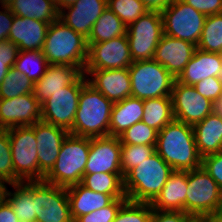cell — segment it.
I'll return each mask as SVG.
<instances>
[{
	"instance_id": "6da1fadb",
	"label": "cell",
	"mask_w": 222,
	"mask_h": 222,
	"mask_svg": "<svg viewBox=\"0 0 222 222\" xmlns=\"http://www.w3.org/2000/svg\"><path fill=\"white\" fill-rule=\"evenodd\" d=\"M155 151L173 170L188 171L201 167L202 157L196 147L193 128L184 122L174 119L161 129Z\"/></svg>"
},
{
	"instance_id": "7a4b0ae2",
	"label": "cell",
	"mask_w": 222,
	"mask_h": 222,
	"mask_svg": "<svg viewBox=\"0 0 222 222\" xmlns=\"http://www.w3.org/2000/svg\"><path fill=\"white\" fill-rule=\"evenodd\" d=\"M113 104L87 81L81 88L76 117L69 133L87 138L109 136Z\"/></svg>"
},
{
	"instance_id": "3957f363",
	"label": "cell",
	"mask_w": 222,
	"mask_h": 222,
	"mask_svg": "<svg viewBox=\"0 0 222 222\" xmlns=\"http://www.w3.org/2000/svg\"><path fill=\"white\" fill-rule=\"evenodd\" d=\"M88 48L87 38L58 19L49 24L42 51L48 64L78 66L84 71Z\"/></svg>"
},
{
	"instance_id": "277c9868",
	"label": "cell",
	"mask_w": 222,
	"mask_h": 222,
	"mask_svg": "<svg viewBox=\"0 0 222 222\" xmlns=\"http://www.w3.org/2000/svg\"><path fill=\"white\" fill-rule=\"evenodd\" d=\"M174 170L155 151L124 176L129 201L152 203Z\"/></svg>"
},
{
	"instance_id": "5b68a950",
	"label": "cell",
	"mask_w": 222,
	"mask_h": 222,
	"mask_svg": "<svg viewBox=\"0 0 222 222\" xmlns=\"http://www.w3.org/2000/svg\"><path fill=\"white\" fill-rule=\"evenodd\" d=\"M89 150L90 138L69 133L61 145L54 166L43 180L66 188L81 183Z\"/></svg>"
},
{
	"instance_id": "8992f818",
	"label": "cell",
	"mask_w": 222,
	"mask_h": 222,
	"mask_svg": "<svg viewBox=\"0 0 222 222\" xmlns=\"http://www.w3.org/2000/svg\"><path fill=\"white\" fill-rule=\"evenodd\" d=\"M128 70L132 97L141 100L171 97L176 78L154 59L134 61Z\"/></svg>"
},
{
	"instance_id": "52a82bcc",
	"label": "cell",
	"mask_w": 222,
	"mask_h": 222,
	"mask_svg": "<svg viewBox=\"0 0 222 222\" xmlns=\"http://www.w3.org/2000/svg\"><path fill=\"white\" fill-rule=\"evenodd\" d=\"M14 168V183L43 180L39 171L37 141L34 125L8 129Z\"/></svg>"
},
{
	"instance_id": "ba28073f",
	"label": "cell",
	"mask_w": 222,
	"mask_h": 222,
	"mask_svg": "<svg viewBox=\"0 0 222 222\" xmlns=\"http://www.w3.org/2000/svg\"><path fill=\"white\" fill-rule=\"evenodd\" d=\"M222 190L210 176L199 167L187 171L186 213L189 215H220Z\"/></svg>"
},
{
	"instance_id": "9c48e42d",
	"label": "cell",
	"mask_w": 222,
	"mask_h": 222,
	"mask_svg": "<svg viewBox=\"0 0 222 222\" xmlns=\"http://www.w3.org/2000/svg\"><path fill=\"white\" fill-rule=\"evenodd\" d=\"M164 34L198 45L206 15L182 0H175L161 11Z\"/></svg>"
},
{
	"instance_id": "30bf717a",
	"label": "cell",
	"mask_w": 222,
	"mask_h": 222,
	"mask_svg": "<svg viewBox=\"0 0 222 222\" xmlns=\"http://www.w3.org/2000/svg\"><path fill=\"white\" fill-rule=\"evenodd\" d=\"M164 34L162 16L159 11H147L127 26L126 35L132 60H151Z\"/></svg>"
},
{
	"instance_id": "8fae6325",
	"label": "cell",
	"mask_w": 222,
	"mask_h": 222,
	"mask_svg": "<svg viewBox=\"0 0 222 222\" xmlns=\"http://www.w3.org/2000/svg\"><path fill=\"white\" fill-rule=\"evenodd\" d=\"M83 74L75 83L63 87L41 103V120L67 131L73 127L81 88L88 81Z\"/></svg>"
},
{
	"instance_id": "7c38bea8",
	"label": "cell",
	"mask_w": 222,
	"mask_h": 222,
	"mask_svg": "<svg viewBox=\"0 0 222 222\" xmlns=\"http://www.w3.org/2000/svg\"><path fill=\"white\" fill-rule=\"evenodd\" d=\"M33 200L36 219L42 222H74L66 187L34 180Z\"/></svg>"
},
{
	"instance_id": "4fadbf2b",
	"label": "cell",
	"mask_w": 222,
	"mask_h": 222,
	"mask_svg": "<svg viewBox=\"0 0 222 222\" xmlns=\"http://www.w3.org/2000/svg\"><path fill=\"white\" fill-rule=\"evenodd\" d=\"M174 119L194 126L215 110V104L199 94L194 86L175 81L172 89Z\"/></svg>"
},
{
	"instance_id": "5bb4252c",
	"label": "cell",
	"mask_w": 222,
	"mask_h": 222,
	"mask_svg": "<svg viewBox=\"0 0 222 222\" xmlns=\"http://www.w3.org/2000/svg\"><path fill=\"white\" fill-rule=\"evenodd\" d=\"M88 46L84 69H122L133 63L127 35L100 43H88Z\"/></svg>"
},
{
	"instance_id": "9a60e30c",
	"label": "cell",
	"mask_w": 222,
	"mask_h": 222,
	"mask_svg": "<svg viewBox=\"0 0 222 222\" xmlns=\"http://www.w3.org/2000/svg\"><path fill=\"white\" fill-rule=\"evenodd\" d=\"M93 173L122 174L119 137L90 138V150L84 174Z\"/></svg>"
},
{
	"instance_id": "2e32d148",
	"label": "cell",
	"mask_w": 222,
	"mask_h": 222,
	"mask_svg": "<svg viewBox=\"0 0 222 222\" xmlns=\"http://www.w3.org/2000/svg\"><path fill=\"white\" fill-rule=\"evenodd\" d=\"M41 120V103L33 93L0 99V128L32 126Z\"/></svg>"
},
{
	"instance_id": "e0dca14e",
	"label": "cell",
	"mask_w": 222,
	"mask_h": 222,
	"mask_svg": "<svg viewBox=\"0 0 222 222\" xmlns=\"http://www.w3.org/2000/svg\"><path fill=\"white\" fill-rule=\"evenodd\" d=\"M88 82L113 103L131 97V81L128 68L84 69ZM94 77V78H92Z\"/></svg>"
},
{
	"instance_id": "ac0fdd59",
	"label": "cell",
	"mask_w": 222,
	"mask_h": 222,
	"mask_svg": "<svg viewBox=\"0 0 222 222\" xmlns=\"http://www.w3.org/2000/svg\"><path fill=\"white\" fill-rule=\"evenodd\" d=\"M34 134L37 141L39 171L45 176L54 166L69 131L40 120L34 124Z\"/></svg>"
},
{
	"instance_id": "d6986e66",
	"label": "cell",
	"mask_w": 222,
	"mask_h": 222,
	"mask_svg": "<svg viewBox=\"0 0 222 222\" xmlns=\"http://www.w3.org/2000/svg\"><path fill=\"white\" fill-rule=\"evenodd\" d=\"M107 7V0H76L59 11V20L88 38L92 26Z\"/></svg>"
},
{
	"instance_id": "ffe728a7",
	"label": "cell",
	"mask_w": 222,
	"mask_h": 222,
	"mask_svg": "<svg viewBox=\"0 0 222 222\" xmlns=\"http://www.w3.org/2000/svg\"><path fill=\"white\" fill-rule=\"evenodd\" d=\"M196 48L197 46L191 42L163 34L153 59L177 78L192 58Z\"/></svg>"
},
{
	"instance_id": "44dd1931",
	"label": "cell",
	"mask_w": 222,
	"mask_h": 222,
	"mask_svg": "<svg viewBox=\"0 0 222 222\" xmlns=\"http://www.w3.org/2000/svg\"><path fill=\"white\" fill-rule=\"evenodd\" d=\"M83 74L78 66L49 64L45 74L34 83L33 95L43 103L55 92L75 83Z\"/></svg>"
},
{
	"instance_id": "7402d4cb",
	"label": "cell",
	"mask_w": 222,
	"mask_h": 222,
	"mask_svg": "<svg viewBox=\"0 0 222 222\" xmlns=\"http://www.w3.org/2000/svg\"><path fill=\"white\" fill-rule=\"evenodd\" d=\"M49 23L14 15L8 40L18 46L19 51H41L44 46Z\"/></svg>"
},
{
	"instance_id": "603a6c76",
	"label": "cell",
	"mask_w": 222,
	"mask_h": 222,
	"mask_svg": "<svg viewBox=\"0 0 222 222\" xmlns=\"http://www.w3.org/2000/svg\"><path fill=\"white\" fill-rule=\"evenodd\" d=\"M209 77L222 78V58L219 53L196 48L192 58L176 78V81L194 86L197 82Z\"/></svg>"
},
{
	"instance_id": "cb8c5ba5",
	"label": "cell",
	"mask_w": 222,
	"mask_h": 222,
	"mask_svg": "<svg viewBox=\"0 0 222 222\" xmlns=\"http://www.w3.org/2000/svg\"><path fill=\"white\" fill-rule=\"evenodd\" d=\"M187 171L174 170L168 177L160 194L151 203L159 211H182L186 213Z\"/></svg>"
},
{
	"instance_id": "d4e9b609",
	"label": "cell",
	"mask_w": 222,
	"mask_h": 222,
	"mask_svg": "<svg viewBox=\"0 0 222 222\" xmlns=\"http://www.w3.org/2000/svg\"><path fill=\"white\" fill-rule=\"evenodd\" d=\"M192 128L201 157L222 151V114L214 110Z\"/></svg>"
},
{
	"instance_id": "484cf974",
	"label": "cell",
	"mask_w": 222,
	"mask_h": 222,
	"mask_svg": "<svg viewBox=\"0 0 222 222\" xmlns=\"http://www.w3.org/2000/svg\"><path fill=\"white\" fill-rule=\"evenodd\" d=\"M67 195L73 220L110 205L112 195L92 191L81 183L67 187Z\"/></svg>"
},
{
	"instance_id": "4316f807",
	"label": "cell",
	"mask_w": 222,
	"mask_h": 222,
	"mask_svg": "<svg viewBox=\"0 0 222 222\" xmlns=\"http://www.w3.org/2000/svg\"><path fill=\"white\" fill-rule=\"evenodd\" d=\"M144 100L135 97H127L115 102L111 110L109 136L118 137L129 127L142 120Z\"/></svg>"
},
{
	"instance_id": "83f0119b",
	"label": "cell",
	"mask_w": 222,
	"mask_h": 222,
	"mask_svg": "<svg viewBox=\"0 0 222 222\" xmlns=\"http://www.w3.org/2000/svg\"><path fill=\"white\" fill-rule=\"evenodd\" d=\"M15 192L6 191L5 201L11 206L20 222H32L36 219L33 200V181L9 184Z\"/></svg>"
},
{
	"instance_id": "f1b7e54d",
	"label": "cell",
	"mask_w": 222,
	"mask_h": 222,
	"mask_svg": "<svg viewBox=\"0 0 222 222\" xmlns=\"http://www.w3.org/2000/svg\"><path fill=\"white\" fill-rule=\"evenodd\" d=\"M18 17L32 18L51 24L59 19L53 0H13L7 5Z\"/></svg>"
},
{
	"instance_id": "f546056e",
	"label": "cell",
	"mask_w": 222,
	"mask_h": 222,
	"mask_svg": "<svg viewBox=\"0 0 222 222\" xmlns=\"http://www.w3.org/2000/svg\"><path fill=\"white\" fill-rule=\"evenodd\" d=\"M142 122L158 132L174 120L171 97L144 100Z\"/></svg>"
},
{
	"instance_id": "4dcf8cb0",
	"label": "cell",
	"mask_w": 222,
	"mask_h": 222,
	"mask_svg": "<svg viewBox=\"0 0 222 222\" xmlns=\"http://www.w3.org/2000/svg\"><path fill=\"white\" fill-rule=\"evenodd\" d=\"M127 27L109 8H106L102 15L92 26L87 43H100L109 41L122 35H126Z\"/></svg>"
},
{
	"instance_id": "1f68e13d",
	"label": "cell",
	"mask_w": 222,
	"mask_h": 222,
	"mask_svg": "<svg viewBox=\"0 0 222 222\" xmlns=\"http://www.w3.org/2000/svg\"><path fill=\"white\" fill-rule=\"evenodd\" d=\"M81 184L92 191L112 195L115 199L127 198L124 190L123 174H84Z\"/></svg>"
},
{
	"instance_id": "d6a6232c",
	"label": "cell",
	"mask_w": 222,
	"mask_h": 222,
	"mask_svg": "<svg viewBox=\"0 0 222 222\" xmlns=\"http://www.w3.org/2000/svg\"><path fill=\"white\" fill-rule=\"evenodd\" d=\"M48 65L42 50L19 51L14 67L35 83L45 74Z\"/></svg>"
},
{
	"instance_id": "836d02e7",
	"label": "cell",
	"mask_w": 222,
	"mask_h": 222,
	"mask_svg": "<svg viewBox=\"0 0 222 222\" xmlns=\"http://www.w3.org/2000/svg\"><path fill=\"white\" fill-rule=\"evenodd\" d=\"M33 88L34 83L13 66L0 84V99H12L33 93Z\"/></svg>"
},
{
	"instance_id": "e575fe53",
	"label": "cell",
	"mask_w": 222,
	"mask_h": 222,
	"mask_svg": "<svg viewBox=\"0 0 222 222\" xmlns=\"http://www.w3.org/2000/svg\"><path fill=\"white\" fill-rule=\"evenodd\" d=\"M222 47V13L209 15L205 19L197 48L218 53Z\"/></svg>"
},
{
	"instance_id": "d590c367",
	"label": "cell",
	"mask_w": 222,
	"mask_h": 222,
	"mask_svg": "<svg viewBox=\"0 0 222 222\" xmlns=\"http://www.w3.org/2000/svg\"><path fill=\"white\" fill-rule=\"evenodd\" d=\"M107 6L126 27L148 11L141 0H107Z\"/></svg>"
},
{
	"instance_id": "8d00e7d4",
	"label": "cell",
	"mask_w": 222,
	"mask_h": 222,
	"mask_svg": "<svg viewBox=\"0 0 222 222\" xmlns=\"http://www.w3.org/2000/svg\"><path fill=\"white\" fill-rule=\"evenodd\" d=\"M118 137L121 144L155 146L158 131L140 121L129 127Z\"/></svg>"
},
{
	"instance_id": "74e56055",
	"label": "cell",
	"mask_w": 222,
	"mask_h": 222,
	"mask_svg": "<svg viewBox=\"0 0 222 222\" xmlns=\"http://www.w3.org/2000/svg\"><path fill=\"white\" fill-rule=\"evenodd\" d=\"M154 152L155 146L121 144V170L123 177Z\"/></svg>"
},
{
	"instance_id": "f35d334b",
	"label": "cell",
	"mask_w": 222,
	"mask_h": 222,
	"mask_svg": "<svg viewBox=\"0 0 222 222\" xmlns=\"http://www.w3.org/2000/svg\"><path fill=\"white\" fill-rule=\"evenodd\" d=\"M151 216V203L127 200L121 206L113 222H150Z\"/></svg>"
},
{
	"instance_id": "ab89813d",
	"label": "cell",
	"mask_w": 222,
	"mask_h": 222,
	"mask_svg": "<svg viewBox=\"0 0 222 222\" xmlns=\"http://www.w3.org/2000/svg\"><path fill=\"white\" fill-rule=\"evenodd\" d=\"M0 179L14 184V168L8 129L0 128Z\"/></svg>"
},
{
	"instance_id": "60d3db41",
	"label": "cell",
	"mask_w": 222,
	"mask_h": 222,
	"mask_svg": "<svg viewBox=\"0 0 222 222\" xmlns=\"http://www.w3.org/2000/svg\"><path fill=\"white\" fill-rule=\"evenodd\" d=\"M127 198H117L110 205L77 217L74 222H113Z\"/></svg>"
},
{
	"instance_id": "b9f144b4",
	"label": "cell",
	"mask_w": 222,
	"mask_h": 222,
	"mask_svg": "<svg viewBox=\"0 0 222 222\" xmlns=\"http://www.w3.org/2000/svg\"><path fill=\"white\" fill-rule=\"evenodd\" d=\"M194 88L204 98L209 99L215 104L222 94V78L209 77L197 82Z\"/></svg>"
},
{
	"instance_id": "7bdbcfd3",
	"label": "cell",
	"mask_w": 222,
	"mask_h": 222,
	"mask_svg": "<svg viewBox=\"0 0 222 222\" xmlns=\"http://www.w3.org/2000/svg\"><path fill=\"white\" fill-rule=\"evenodd\" d=\"M201 166L222 190V151L202 157Z\"/></svg>"
},
{
	"instance_id": "ee69618b",
	"label": "cell",
	"mask_w": 222,
	"mask_h": 222,
	"mask_svg": "<svg viewBox=\"0 0 222 222\" xmlns=\"http://www.w3.org/2000/svg\"><path fill=\"white\" fill-rule=\"evenodd\" d=\"M206 16L222 13V0H182Z\"/></svg>"
},
{
	"instance_id": "f6af8a7d",
	"label": "cell",
	"mask_w": 222,
	"mask_h": 222,
	"mask_svg": "<svg viewBox=\"0 0 222 222\" xmlns=\"http://www.w3.org/2000/svg\"><path fill=\"white\" fill-rule=\"evenodd\" d=\"M189 214L182 211H159L152 209L150 222H185Z\"/></svg>"
},
{
	"instance_id": "bcb514c9",
	"label": "cell",
	"mask_w": 222,
	"mask_h": 222,
	"mask_svg": "<svg viewBox=\"0 0 222 222\" xmlns=\"http://www.w3.org/2000/svg\"><path fill=\"white\" fill-rule=\"evenodd\" d=\"M19 53L18 46L8 39L0 41V60H8V64L13 67Z\"/></svg>"
},
{
	"instance_id": "7dc6e473",
	"label": "cell",
	"mask_w": 222,
	"mask_h": 222,
	"mask_svg": "<svg viewBox=\"0 0 222 222\" xmlns=\"http://www.w3.org/2000/svg\"><path fill=\"white\" fill-rule=\"evenodd\" d=\"M3 11H0V41L9 37V32L13 23L14 14L7 5H2Z\"/></svg>"
},
{
	"instance_id": "c3c4849f",
	"label": "cell",
	"mask_w": 222,
	"mask_h": 222,
	"mask_svg": "<svg viewBox=\"0 0 222 222\" xmlns=\"http://www.w3.org/2000/svg\"><path fill=\"white\" fill-rule=\"evenodd\" d=\"M175 0H141L148 11H163Z\"/></svg>"
},
{
	"instance_id": "681fc988",
	"label": "cell",
	"mask_w": 222,
	"mask_h": 222,
	"mask_svg": "<svg viewBox=\"0 0 222 222\" xmlns=\"http://www.w3.org/2000/svg\"><path fill=\"white\" fill-rule=\"evenodd\" d=\"M0 222H20L11 206L5 200L0 205Z\"/></svg>"
},
{
	"instance_id": "f907efd6",
	"label": "cell",
	"mask_w": 222,
	"mask_h": 222,
	"mask_svg": "<svg viewBox=\"0 0 222 222\" xmlns=\"http://www.w3.org/2000/svg\"><path fill=\"white\" fill-rule=\"evenodd\" d=\"M10 68L12 67L8 64V60H0V84Z\"/></svg>"
},
{
	"instance_id": "816d5d0a",
	"label": "cell",
	"mask_w": 222,
	"mask_h": 222,
	"mask_svg": "<svg viewBox=\"0 0 222 222\" xmlns=\"http://www.w3.org/2000/svg\"><path fill=\"white\" fill-rule=\"evenodd\" d=\"M185 222H210L209 215H189Z\"/></svg>"
},
{
	"instance_id": "f5cc1de1",
	"label": "cell",
	"mask_w": 222,
	"mask_h": 222,
	"mask_svg": "<svg viewBox=\"0 0 222 222\" xmlns=\"http://www.w3.org/2000/svg\"><path fill=\"white\" fill-rule=\"evenodd\" d=\"M76 0H53L55 7L58 11H61L63 8L72 5Z\"/></svg>"
},
{
	"instance_id": "db71d44e",
	"label": "cell",
	"mask_w": 222,
	"mask_h": 222,
	"mask_svg": "<svg viewBox=\"0 0 222 222\" xmlns=\"http://www.w3.org/2000/svg\"><path fill=\"white\" fill-rule=\"evenodd\" d=\"M5 183L8 184L6 181L0 179V205L5 200L6 196L7 187Z\"/></svg>"
},
{
	"instance_id": "11a10c76",
	"label": "cell",
	"mask_w": 222,
	"mask_h": 222,
	"mask_svg": "<svg viewBox=\"0 0 222 222\" xmlns=\"http://www.w3.org/2000/svg\"><path fill=\"white\" fill-rule=\"evenodd\" d=\"M215 111L222 114V94L215 103Z\"/></svg>"
},
{
	"instance_id": "9f6ffc18",
	"label": "cell",
	"mask_w": 222,
	"mask_h": 222,
	"mask_svg": "<svg viewBox=\"0 0 222 222\" xmlns=\"http://www.w3.org/2000/svg\"><path fill=\"white\" fill-rule=\"evenodd\" d=\"M210 222H222V217L220 215L210 216Z\"/></svg>"
},
{
	"instance_id": "6f0895ef",
	"label": "cell",
	"mask_w": 222,
	"mask_h": 222,
	"mask_svg": "<svg viewBox=\"0 0 222 222\" xmlns=\"http://www.w3.org/2000/svg\"><path fill=\"white\" fill-rule=\"evenodd\" d=\"M13 0H0L1 5H8Z\"/></svg>"
},
{
	"instance_id": "680465c9",
	"label": "cell",
	"mask_w": 222,
	"mask_h": 222,
	"mask_svg": "<svg viewBox=\"0 0 222 222\" xmlns=\"http://www.w3.org/2000/svg\"><path fill=\"white\" fill-rule=\"evenodd\" d=\"M218 53H219V55H220L221 58H222V47H221V49H220V51H219Z\"/></svg>"
},
{
	"instance_id": "91938a15",
	"label": "cell",
	"mask_w": 222,
	"mask_h": 222,
	"mask_svg": "<svg viewBox=\"0 0 222 222\" xmlns=\"http://www.w3.org/2000/svg\"><path fill=\"white\" fill-rule=\"evenodd\" d=\"M32 222H42V221H40V220H38V219H35V220H33Z\"/></svg>"
}]
</instances>
